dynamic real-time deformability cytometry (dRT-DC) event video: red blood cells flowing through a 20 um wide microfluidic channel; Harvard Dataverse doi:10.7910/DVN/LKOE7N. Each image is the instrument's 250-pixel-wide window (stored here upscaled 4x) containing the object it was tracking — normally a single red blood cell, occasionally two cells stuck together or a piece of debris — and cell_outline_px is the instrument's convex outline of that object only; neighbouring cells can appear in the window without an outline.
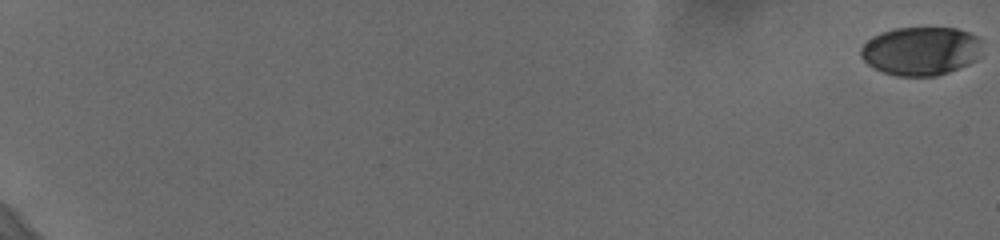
{"species": "human", "species_latin": "Homo sapiens", "temperature_condition": "cold", "stored_images_in_passage": 61, "camera_frame_rate_fps": 3000, "um_per_image_px": 0.085, "donor": {"sex": "female"}, "frame": {"image": 1, "passage_image": 1, "time_ms": 0.0, "image_size_px": [1000, 240], "cell_outline_px": [[984, 40], [980, 56], [976, 60], [968, 64], [948, 72], [936, 76], [896, 76], [884, 72], [868, 64], [860, 56], [860, 48], [872, 36], [880, 32], [896, 28], [956, 28], [980, 36]], "centroid_in_image_um": [78.32, 4.32], "position_along_channel_um": 6.7, "area_um2": 34.74}}
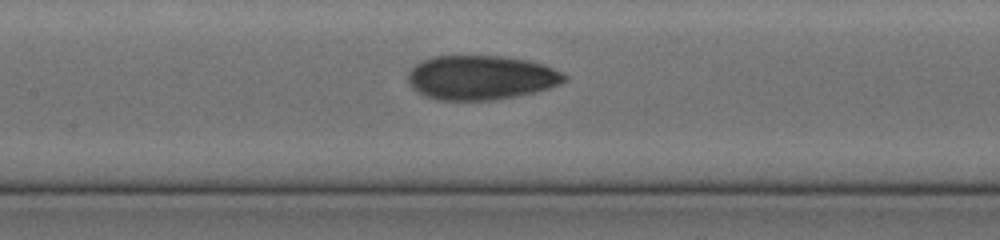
{"frame": {"image": 2, "passage_image": 34, "time_ms": 11.0, "image_size_px": [1000, 240], "cell_outline_px": [[568, 80], [560, 84], [548, 88], [516, 96], [496, 100], [440, 100], [428, 96], [412, 88], [408, 84], [408, 72], [416, 64], [424, 60], [436, 56], [504, 56], [532, 60], [544, 64], [564, 72], [568, 76]], "centroid_in_image_um": [40.94, 6.58], "position_along_channel_um": 166.5, "area_um2": 40.58}}
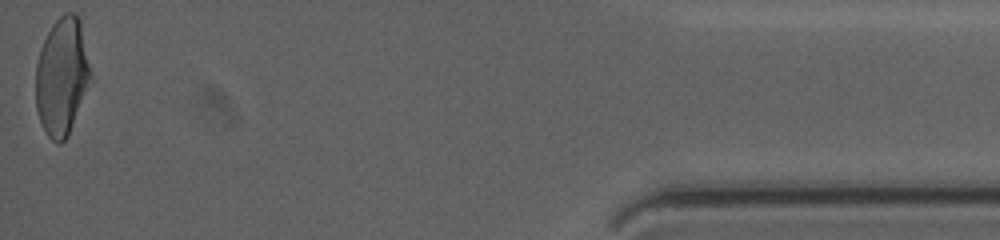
{"frame": {"image": 3, "passage_image": 61, "time_ms": 20.0, "image_size_px": [1000, 240], "cell_outline_px": [[92, 76], [68, 136], [60, 144], [52, 140], [48, 136], [40, 120], [36, 108], [36, 64], [40, 48], [52, 24], [64, 12], [76, 12], [80, 20], [92, 72]], "centroid_in_image_um": [5.27, 6.46], "position_along_channel_um": 429.9, "area_um2": 37.57}, "authors_computed_cell_mechanics": {"area_um2": 37.859, "velocity_mm_per_s": 3.6645, "shape_relaxation_time_tau1_ms": 4.9066, "shape_relaxation_time_tau2_ms": 1.88, "deformation_change_tau1": 0.1614, "deformation_change_tau2": 0.0665}}